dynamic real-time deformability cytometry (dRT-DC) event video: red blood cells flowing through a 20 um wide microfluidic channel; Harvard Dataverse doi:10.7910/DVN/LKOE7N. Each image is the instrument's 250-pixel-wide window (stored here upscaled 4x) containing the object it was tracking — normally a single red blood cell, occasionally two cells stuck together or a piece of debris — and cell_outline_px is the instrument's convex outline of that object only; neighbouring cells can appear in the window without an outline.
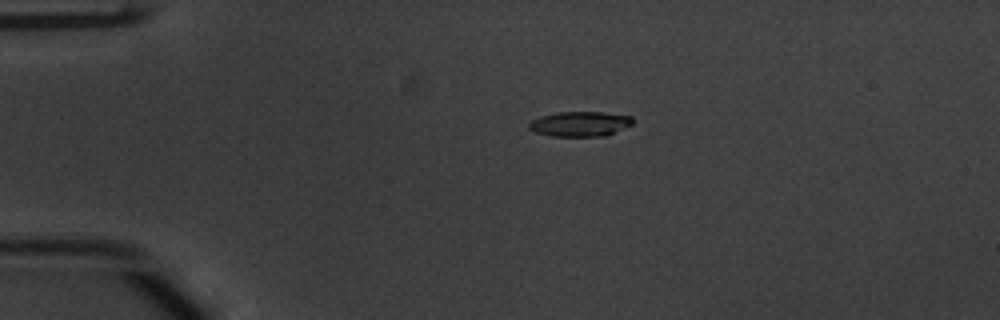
{"species": "common noctule bat (a hibernating species)", "species_latin": "Nyctalus noctula", "temperature_condition": "warm", "stored_images_in_passage": 20, "camera_frame_rate_fps": 3000, "um_per_image_px": 0.085, "animal": {"sex": "male", "body_mass_g": 20.1, "forearm_length_mm": 53.5}, "frame": {"image": 1, "passage_image": 6, "time_ms": 1.667, "image_size_px": [1000, 320], "cell_outline_px": [[632, 124], [604, 136], [552, 136], [536, 132], [528, 128], [528, 124], [532, 120], [540, 116], [556, 112], [604, 112], [632, 116]], "centroid_in_image_um": [49.27, 10.52], "position_along_channel_um": 35.7, "area_um2": 14.97}}